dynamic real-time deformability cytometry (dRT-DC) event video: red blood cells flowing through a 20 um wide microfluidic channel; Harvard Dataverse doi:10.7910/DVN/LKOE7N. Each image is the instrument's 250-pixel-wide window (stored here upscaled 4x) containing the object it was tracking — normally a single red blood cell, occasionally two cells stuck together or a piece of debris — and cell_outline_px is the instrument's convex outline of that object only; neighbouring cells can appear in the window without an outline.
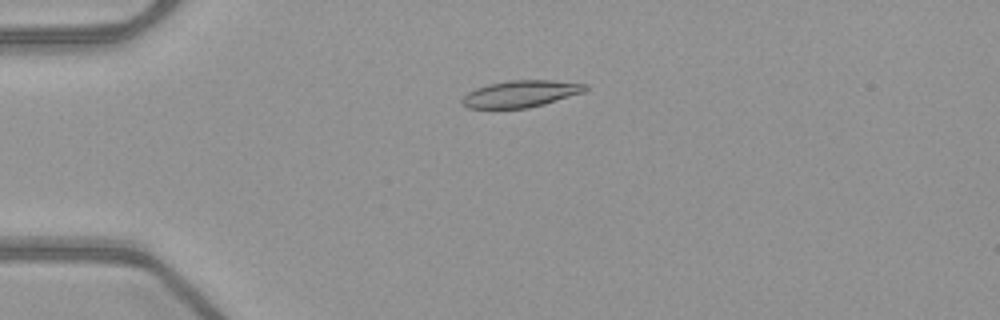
{"species": "common noctule bat (a hibernating species)", "species_latin": "Nyctalus noctula", "temperature_condition": "warm", "stored_images_in_passage": 53, "camera_frame_rate_fps": 3000, "um_per_image_px": 0.085, "animal": {"sex": "female", "body_mass_g": 21.9}, "frame": {"image": 1, "passage_image": 14, "time_ms": 4.333, "image_size_px": [1000, 320], "cell_outline_px": [[588, 88], [584, 92], [544, 104], [528, 108], [468, 108], [460, 104], [460, 100], [468, 92], [476, 88], [488, 84], [508, 80], [552, 80], [588, 84]], "centroid_in_image_um": [44.25, 7.97], "position_along_channel_um": 40.8, "area_um2": 19.31}}
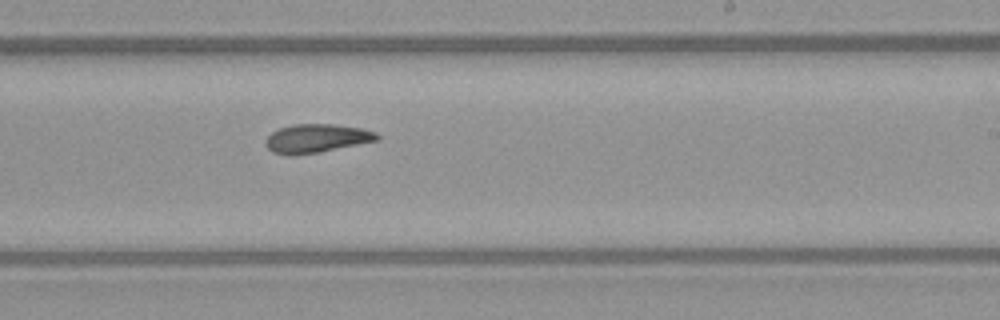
{"frame": {"image": 2, "passage_image": 33, "time_ms": 10.667, "image_size_px": [1000, 320], "cell_outline_px": [[380, 140], [316, 152], [292, 156], [288, 156], [272, 152], [264, 144], [264, 140], [272, 132], [280, 128], [292, 124], [332, 124], [360, 128], [376, 132], [380, 136]], "centroid_in_image_um": [26.87, 11.76], "position_along_channel_um": 262.1, "area_um2": 18.55}}
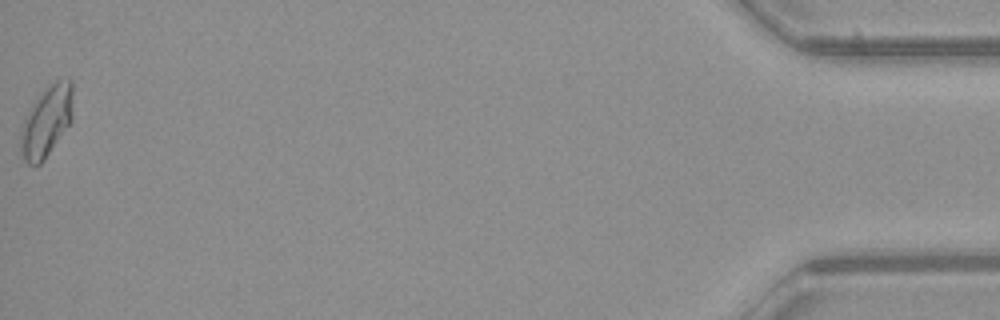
{"frame": {"image": 3, "passage_image": 53, "time_ms": 17.333, "image_size_px": [1000, 320], "cell_outline_px": [[72, 120], [44, 160], [40, 164], [28, 164], [24, 160], [20, 152], [20, 132], [24, 120], [32, 104], [44, 88], [48, 84], [56, 80], [72, 80]], "centroid_in_image_um": [3.94, 10.31], "position_along_channel_um": 431.3, "area_um2": 21.5}, "authors_computed_cell_mechanics": {"area_um2": 18.785, "velocity_mm_per_s": 4.0091, "shape_relaxation_time_tau1_ms": null, "shape_relaxation_time_tau2_ms": 4.1424, "deformation_change_tau1": null, "deformation_change_tau2": 0.1143}}